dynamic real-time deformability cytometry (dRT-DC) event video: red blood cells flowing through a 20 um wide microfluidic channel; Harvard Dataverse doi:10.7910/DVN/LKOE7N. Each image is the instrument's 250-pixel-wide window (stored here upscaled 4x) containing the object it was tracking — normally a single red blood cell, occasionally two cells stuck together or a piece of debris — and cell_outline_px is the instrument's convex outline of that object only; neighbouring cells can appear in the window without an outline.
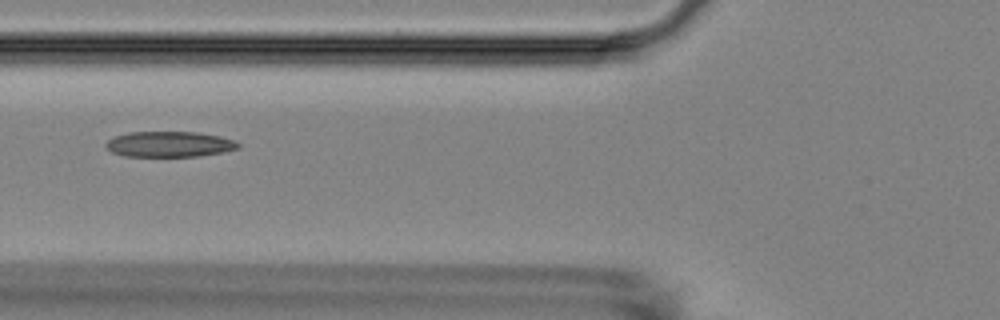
{"species": "Egyptian fruit bat (a non-hibernating species)", "species_latin": "Rousettus aegyptiacus", "temperature_condition": "room temperature", "stored_images_in_passage": 9, "camera_frame_rate_fps": 3000, "um_per_image_px": 0.085, "animal": {"sex": "female"}, "frame": {"image": 1, "passage_image": 7, "time_ms": 6.667, "image_size_px": [1000, 320], "cell_outline_px": [[240, 148], [224, 152], [200, 156], [124, 156], [112, 152], [104, 144], [108, 140], [116, 136], [128, 132], [200, 132], [220, 136], [236, 140], [240, 144]], "centroid_in_image_um": [14.45, 12.25], "position_along_channel_um": 111.3, "area_um2": 19.83}}
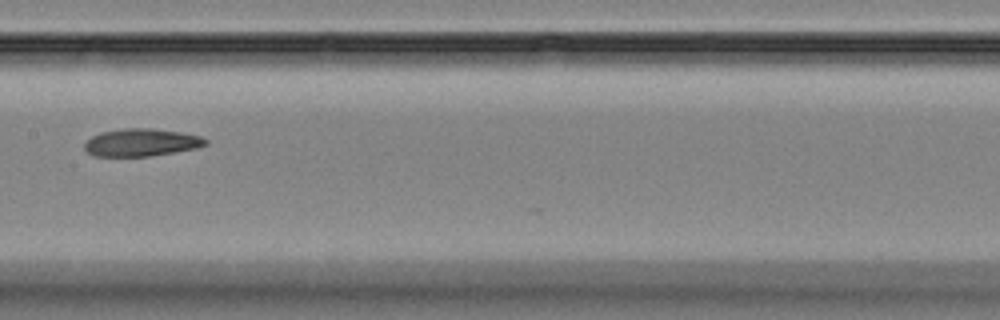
{"frame": {"image": 2, "passage_image": 9, "time_ms": 9.0, "image_size_px": [1000, 320], "cell_outline_px": [[208, 144], [200, 148], [152, 156], [92, 156], [84, 148], [84, 144], [92, 136], [100, 132], [124, 128], [152, 128], [180, 132], [200, 136], [208, 140]], "centroid_in_image_um": [12.05, 12.11], "position_along_channel_um": 195.4, "area_um2": 19.65}}